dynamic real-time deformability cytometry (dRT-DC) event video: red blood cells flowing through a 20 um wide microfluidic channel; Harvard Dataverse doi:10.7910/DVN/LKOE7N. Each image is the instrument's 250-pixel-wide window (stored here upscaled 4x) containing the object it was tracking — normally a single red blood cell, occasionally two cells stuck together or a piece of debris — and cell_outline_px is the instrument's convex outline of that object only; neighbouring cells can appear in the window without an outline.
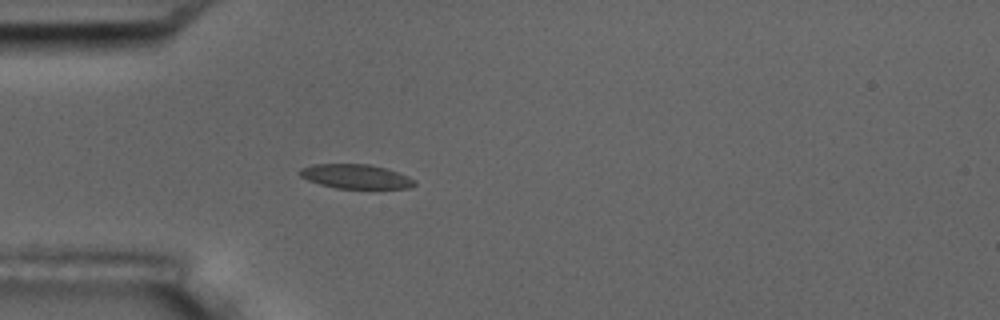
{"species": "common noctule bat (a hibernating species)", "species_latin": "Nyctalus noctula", "temperature_condition": "room temperature", "stored_images_in_passage": 1, "camera_frame_rate_fps": 3000, "um_per_image_px": 0.085, "animal": {"sex": "male", "body_mass_g": 17.5, "forearm_length_mm": 52.3}, "frame": {"image": 1, "passage_image": 1, "time_ms": 0.0, "image_size_px": [1000, 320], "cell_outline_px": [[416, 184], [408, 188], [336, 188], [320, 184], [308, 180], [300, 176], [296, 172], [300, 168], [312, 164], [368, 164], [388, 168], [408, 176], [416, 180]], "centroid_in_image_um": [30.22, 14.99], "position_along_channel_um": 54.8, "area_um2": 16.36}}